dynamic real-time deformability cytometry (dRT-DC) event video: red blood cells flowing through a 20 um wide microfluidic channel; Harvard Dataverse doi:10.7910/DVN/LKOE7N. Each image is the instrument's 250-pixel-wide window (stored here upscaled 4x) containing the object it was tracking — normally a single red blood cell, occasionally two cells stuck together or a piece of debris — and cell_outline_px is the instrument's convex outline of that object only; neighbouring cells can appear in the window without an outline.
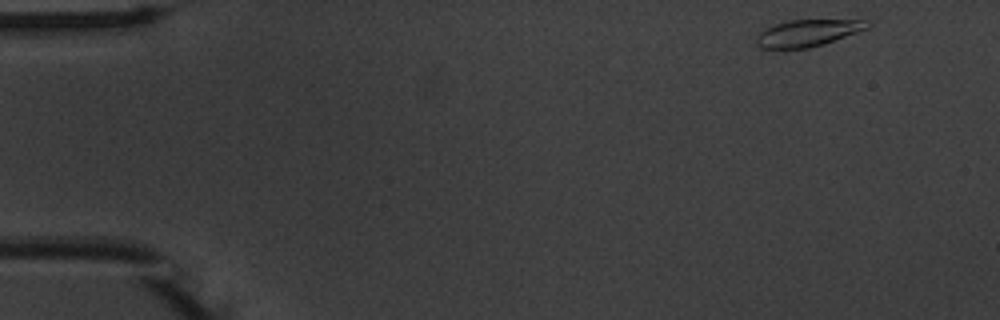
{"species": "common noctule bat (a hibernating species)", "species_latin": "Nyctalus noctula", "temperature_condition": "warm", "stored_images_in_passage": 51, "camera_frame_rate_fps": 3000, "um_per_image_px": 0.085, "animal": {"sex": "male", "body_mass_g": 20.1, "forearm_length_mm": 53.5}, "frame": {"image": 1, "passage_image": 1, "time_ms": 0.0, "image_size_px": [1000, 320], "cell_outline_px": [[872, 24], [868, 28], [824, 44], [808, 48], [760, 48], [756, 44], [756, 36], [760, 32], [776, 24], [788, 20], [872, 20]], "centroid_in_image_um": [68.69, 2.8], "position_along_channel_um": 16.3, "area_um2": 17.22}}
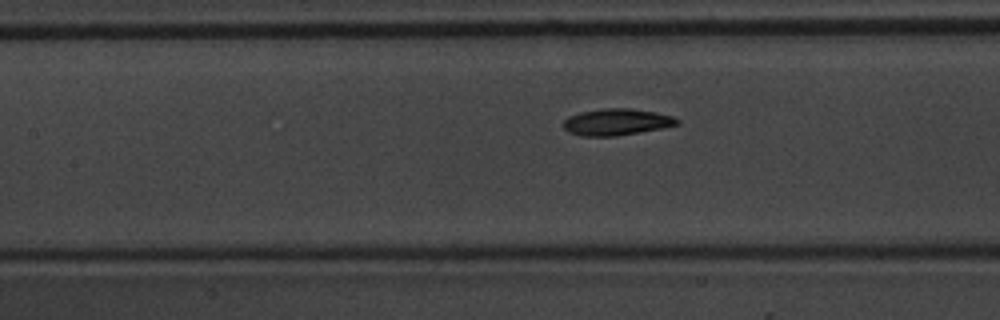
{"frame": {"image": 2, "passage_image": 21, "time_ms": 6.667, "image_size_px": [1000, 320], "cell_outline_px": [[680, 124], [640, 132], [616, 136], [580, 136], [568, 132], [564, 128], [564, 120], [568, 116], [580, 112], [604, 108], [632, 108], [656, 112], [672, 116], [680, 120]], "centroid_in_image_um": [52.4, 10.36], "position_along_channel_um": 155.0, "area_um2": 17.69}}
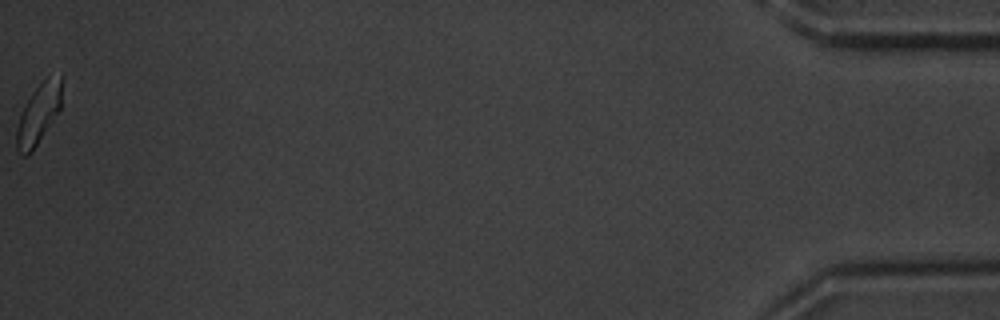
{"frame": {"image": 3, "passage_image": 51, "time_ms": 16.667, "image_size_px": [1000, 320], "cell_outline_px": [[64, 76], [60, 108], [36, 144], [24, 156], [16, 148], [16, 132], [20, 116], [32, 92], [48, 76]], "centroid_in_image_um": [3.31, 9.6], "position_along_channel_um": 431.9, "area_um2": 15.2}, "authors_computed_cell_mechanics": {"area_um2": 17.2244, "velocity_mm_per_s": 3.7252, "shape_relaxation_time_tau1_ms": 2.6321, "shape_relaxation_time_tau2_ms": 3.0795, "deformation_change_tau1": 0.1242, "deformation_change_tau2": 0.0782}}